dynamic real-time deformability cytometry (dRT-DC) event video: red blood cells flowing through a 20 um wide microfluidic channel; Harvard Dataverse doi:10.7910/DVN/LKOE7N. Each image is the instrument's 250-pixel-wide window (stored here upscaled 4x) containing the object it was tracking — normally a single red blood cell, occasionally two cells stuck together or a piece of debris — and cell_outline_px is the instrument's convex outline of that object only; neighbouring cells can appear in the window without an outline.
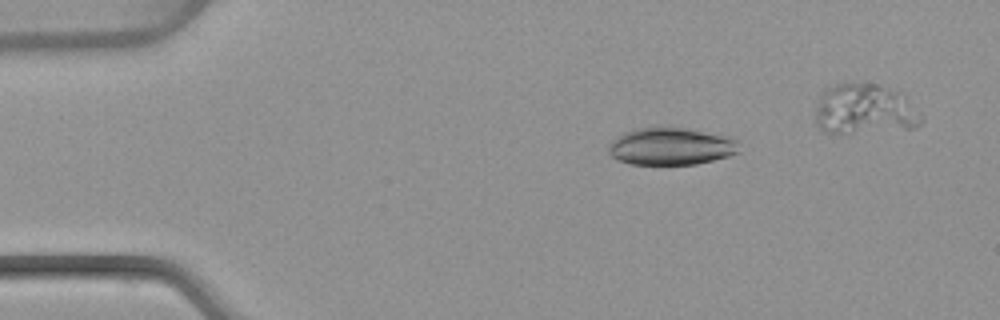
{"species": "common noctule bat (a hibernating species)", "species_latin": "Nyctalus noctula", "temperature_condition": "warm", "stored_images_in_passage": 44, "camera_frame_rate_fps": 3000, "um_per_image_px": 0.085, "animal": {"sex": "female", "body_mass_g": 22.7, "forearm_length_mm": 54.2}, "frame": {"image": 1, "passage_image": 8, "time_ms": 2.333, "image_size_px": [1000, 320], "cell_outline_px": [[740, 152], [728, 156], [696, 164], [628, 164], [616, 160], [608, 152], [608, 144], [616, 136], [624, 132], [636, 128], [684, 128], [720, 136], [736, 140]], "centroid_in_image_um": [56.94, 12.46], "position_along_channel_um": 28.1, "area_um2": 27.98}}
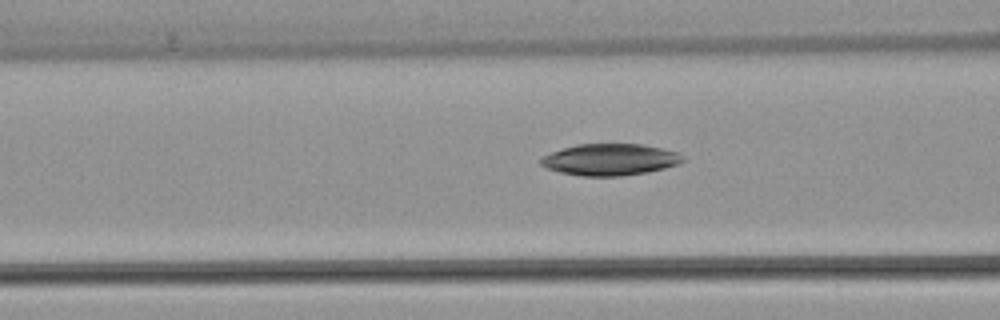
{"frame": {"image": 2, "passage_image": 19, "time_ms": 6.0, "image_size_px": [1000, 320], "cell_outline_px": [[684, 160], [680, 164], [648, 172], [620, 176], [580, 176], [560, 172], [544, 168], [540, 164], [540, 156], [576, 144], [640, 144], [680, 152], [684, 156]], "centroid_in_image_um": [51.84, 13.57], "position_along_channel_um": 114.8, "area_um2": 26.36}}
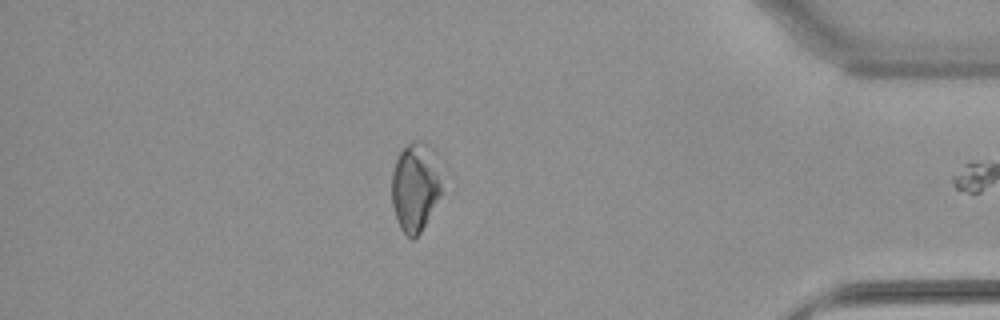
{"frame": {"image": 3, "passage_image": 43, "time_ms": 14.0, "image_size_px": [1000, 320], "cell_outline_px": [[444, 192], [420, 232], [412, 240], [400, 228], [396, 220], [392, 204], [392, 172], [396, 156], [412, 140], [424, 140], [432, 148]], "centroid_in_image_um": [35.3, 15.88], "position_along_channel_um": 399.9, "area_um2": 26.24}, "authors_computed_cell_mechanics": {"area_um2": 27.2816, "velocity_mm_per_s": 4.0295, "shape_relaxation_time_tau1_ms": 4.323, "shape_relaxation_time_tau2_ms": null, "deformation_change_tau1": 0.0935, "deformation_change_tau2": null}}